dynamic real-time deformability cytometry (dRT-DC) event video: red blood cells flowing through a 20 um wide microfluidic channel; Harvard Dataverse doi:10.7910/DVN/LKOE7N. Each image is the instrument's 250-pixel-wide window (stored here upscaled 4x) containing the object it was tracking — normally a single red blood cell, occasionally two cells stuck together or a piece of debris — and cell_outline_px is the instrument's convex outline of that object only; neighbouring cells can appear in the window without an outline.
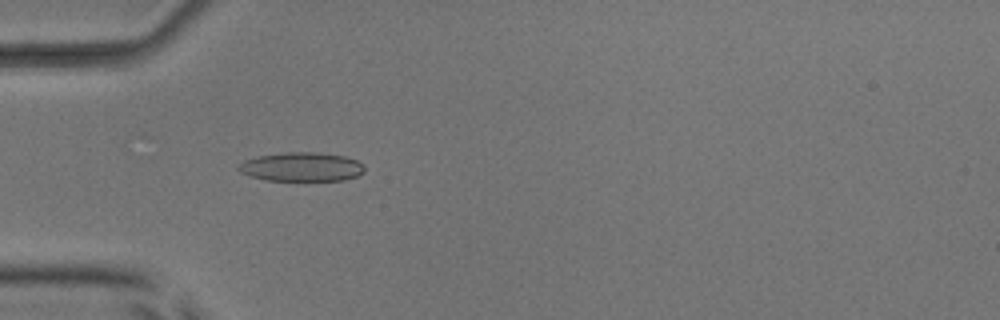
{"species": "common noctule bat (a hibernating species)", "species_latin": "Nyctalus noctula", "temperature_condition": "room temperature", "stored_images_in_passage": 37, "camera_frame_rate_fps": 3000, "um_per_image_px": 0.085, "animal": {"sex": "male", "body_mass_g": 17.9, "forearm_length_mm": 54.2}, "frame": {"image": 1, "passage_image": 9, "time_ms": 2.667, "image_size_px": [1000, 320], "cell_outline_px": [[364, 172], [356, 176], [344, 180], [264, 180], [240, 172], [236, 168], [244, 160], [256, 156], [288, 152], [316, 152], [344, 156], [356, 160], [364, 164]], "centroid_in_image_um": [25.63, 14.18], "position_along_channel_um": 59.4, "area_um2": 21.21}}
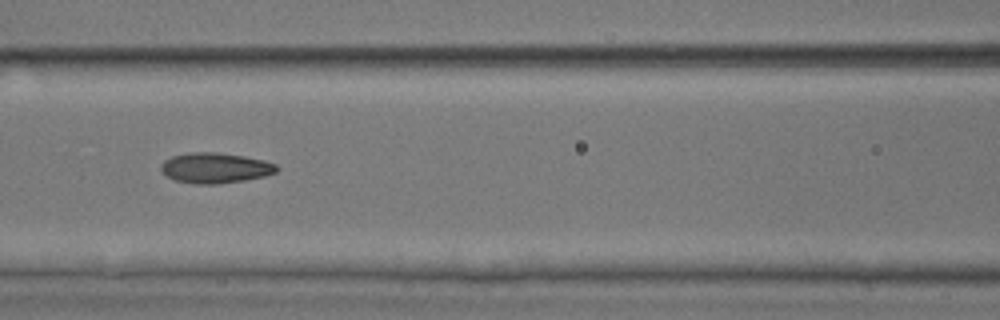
{"frame": {"image": 2, "passage_image": 16, "time_ms": 5.0, "image_size_px": [1000, 320], "cell_outline_px": [[276, 172], [264, 176], [244, 180], [216, 184], [196, 184], [176, 180], [168, 176], [160, 168], [160, 164], [164, 160], [172, 156], [192, 152], [216, 152], [244, 156], [264, 160], [276, 164]], "centroid_in_image_um": [18.28, 14.26], "position_along_channel_um": 148.3, "area_um2": 20.29}}
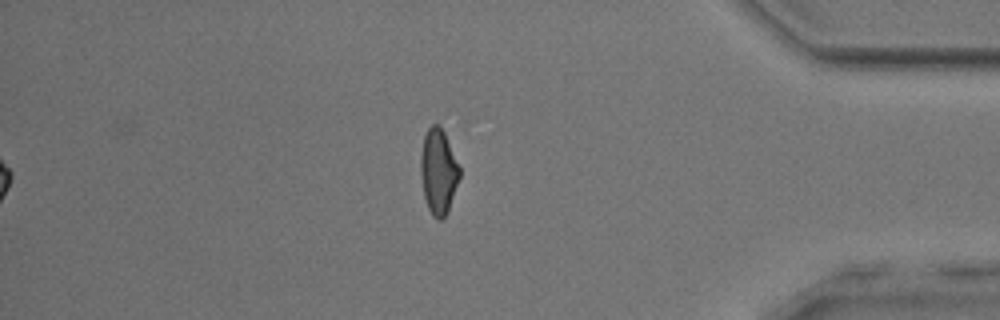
{"frame": {"image": 3, "passage_image": 37, "time_ms": 12.0, "image_size_px": [1000, 320], "cell_outline_px": [[460, 176], [448, 212], [440, 220], [436, 220], [432, 216], [428, 208], [424, 196], [420, 172], [420, 156], [424, 136], [428, 128], [432, 124], [440, 124], [444, 132], [460, 168]], "centroid_in_image_um": [37.25, 14.58], "position_along_channel_um": 397.9, "area_um2": 19.36}, "authors_computed_cell_mechanics": {"area_um2": 19.8832, "velocity_mm_per_s": 4.0222, "shape_relaxation_time_tau1_ms": 4.0182, "shape_relaxation_time_tau2_ms": 2.2826, "deformation_change_tau1": 0.1376, "deformation_change_tau2": 0.0897}}